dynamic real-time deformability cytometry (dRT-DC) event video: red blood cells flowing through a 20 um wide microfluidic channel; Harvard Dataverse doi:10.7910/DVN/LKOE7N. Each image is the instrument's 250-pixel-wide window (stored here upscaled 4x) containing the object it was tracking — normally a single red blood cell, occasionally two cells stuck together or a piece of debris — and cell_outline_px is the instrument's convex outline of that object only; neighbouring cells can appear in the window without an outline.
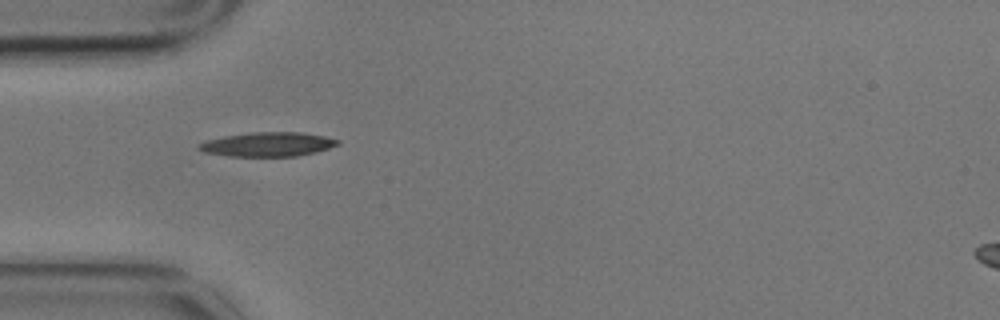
{"species": "common noctule bat (a hibernating species)", "species_latin": "Nyctalus noctula", "temperature_condition": "cold", "stored_images_in_passage": 2, "camera_frame_rate_fps": 3000, "um_per_image_px": 0.085, "animal": {"sex": "male", "body_mass_g": 17.9}, "frame": {"image": 1, "passage_image": 1, "time_ms": 0.0, "image_size_px": [1000, 320], "cell_outline_px": [[340, 144], [316, 152], [296, 156], [228, 156], [204, 152], [196, 148], [200, 144], [208, 140], [224, 136], [248, 132], [304, 132], [324, 136], [340, 140]], "centroid_in_image_um": [22.78, 12.26], "position_along_channel_um": 62.2, "area_um2": 19.59}}